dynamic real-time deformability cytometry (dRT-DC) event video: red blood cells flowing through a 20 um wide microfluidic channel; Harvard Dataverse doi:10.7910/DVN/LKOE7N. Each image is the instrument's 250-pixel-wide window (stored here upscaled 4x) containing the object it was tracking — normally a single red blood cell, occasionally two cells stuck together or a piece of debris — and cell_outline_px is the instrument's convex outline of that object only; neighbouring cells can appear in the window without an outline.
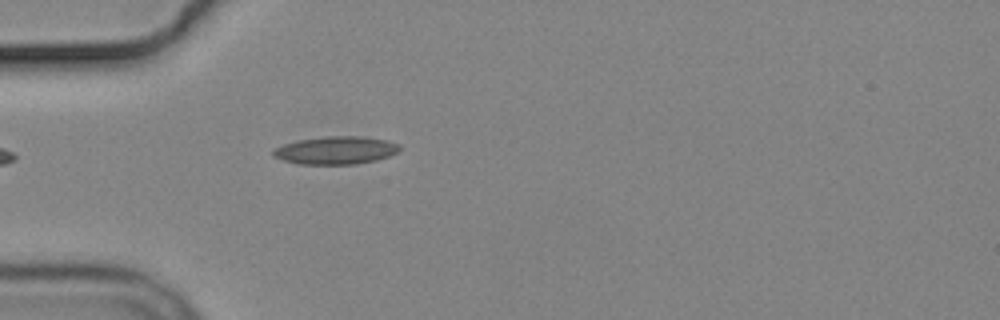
{"species": "common noctule bat (a hibernating species)", "species_latin": "Nyctalus noctula", "temperature_condition": "cold", "stored_images_in_passage": 4, "camera_frame_rate_fps": 3000, "um_per_image_px": 0.085, "animal": {"sex": "male", "body_mass_g": 19.2, "forearm_length_mm": 51.8}, "frame": {"image": 1, "passage_image": 4, "time_ms": 4.667, "image_size_px": [1000, 320], "cell_outline_px": [[400, 148], [396, 152], [388, 156], [376, 160], [356, 164], [300, 164], [284, 160], [272, 156], [272, 148], [284, 144], [300, 140], [324, 136], [364, 136], [388, 140], [400, 144]], "centroid_in_image_um": [28.54, 12.77], "position_along_channel_um": 56.5, "area_um2": 20.58}}